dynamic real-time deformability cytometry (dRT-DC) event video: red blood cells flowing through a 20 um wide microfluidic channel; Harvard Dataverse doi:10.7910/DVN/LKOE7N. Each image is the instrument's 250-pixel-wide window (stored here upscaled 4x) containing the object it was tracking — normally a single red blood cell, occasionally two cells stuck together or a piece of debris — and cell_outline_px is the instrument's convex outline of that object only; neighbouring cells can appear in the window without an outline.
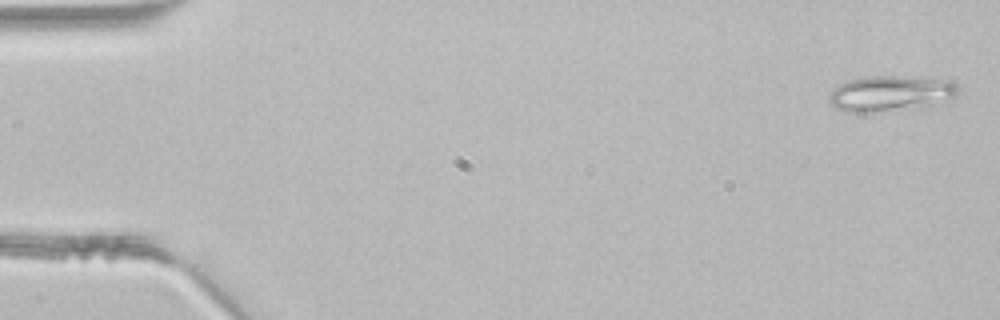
{"species": "common noctule bat (a hibernating species)", "species_latin": "Nyctalus noctula", "temperature_condition": "room temperature", "stored_images_in_passage": 45, "camera_frame_rate_fps": 3000, "um_per_image_px": 0.085, "animal": {"sex": "male", "body_mass_g": 21.5, "forearm_length_mm": 52.0}, "frame": {"image": 1, "passage_image": 1, "time_ms": 0.0, "image_size_px": [1000, 320], "cell_outline_px": [[956, 92], [952, 100], [924, 108], [872, 112], [848, 112], [836, 108], [832, 104], [828, 96], [832, 88], [848, 80], [868, 76], [904, 76], [936, 80], [956, 84]], "centroid_in_image_um": [75.66, 7.97], "position_along_channel_um": 9.3, "area_um2": 26.76}}
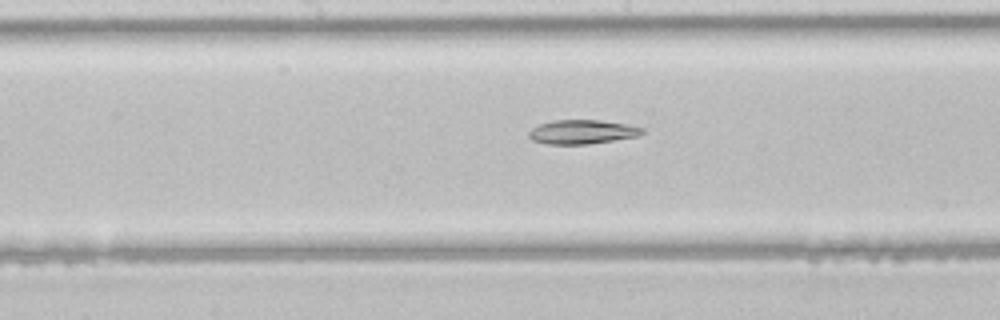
{"frame": {"image": 2, "passage_image": 23, "time_ms": 7.333, "image_size_px": [1000, 320], "cell_outline_px": [[644, 132], [640, 136], [588, 144], [548, 144], [532, 140], [528, 136], [528, 132], [532, 128], [540, 124], [552, 120], [600, 120], [624, 124], [644, 128]], "centroid_in_image_um": [49.48, 11.21], "position_along_channel_um": 198.7, "area_um2": 15.9}}
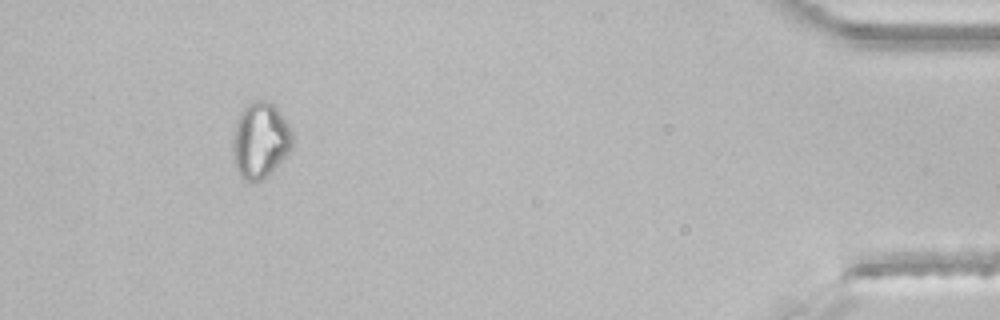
{"frame": {"image": 3, "passage_image": 42, "time_ms": 13.667, "image_size_px": [1000, 320], "cell_outline_px": [[292, 148], [272, 172], [264, 180], [240, 180], [232, 156], [232, 140], [236, 124], [240, 112], [248, 104], [256, 100], [264, 100], [272, 104], [276, 108], [288, 124], [292, 132]], "centroid_in_image_um": [22.1, 11.96], "position_along_channel_um": 413.1, "area_um2": 26.36}}